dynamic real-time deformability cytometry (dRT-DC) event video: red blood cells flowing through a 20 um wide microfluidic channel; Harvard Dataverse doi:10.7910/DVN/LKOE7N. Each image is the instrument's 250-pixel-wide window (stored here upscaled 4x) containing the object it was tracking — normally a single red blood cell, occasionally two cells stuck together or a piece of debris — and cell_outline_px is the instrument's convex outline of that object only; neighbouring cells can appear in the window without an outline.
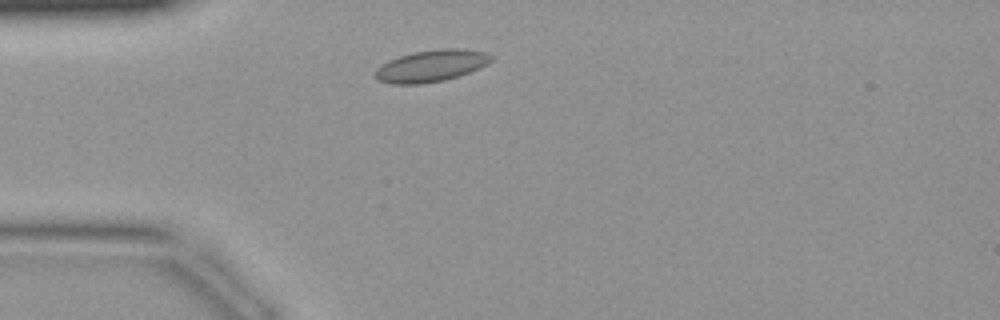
{"species": "common noctule bat (a hibernating species)", "species_latin": "Nyctalus noctula", "temperature_condition": "warm", "stored_images_in_passage": 35, "camera_frame_rate_fps": 3000, "um_per_image_px": 0.085, "animal": {"sex": "female", "body_mass_g": 19.9}, "frame": {"image": 1, "passage_image": 4, "time_ms": 1.0, "image_size_px": [1000, 320], "cell_outline_px": [[492, 60], [488, 64], [480, 68], [460, 76], [444, 80], [420, 84], [392, 84], [380, 80], [376, 76], [376, 68], [388, 60], [400, 56], [416, 52], [440, 48], [460, 48], [484, 52], [492, 56]], "centroid_in_image_um": [36.69, 5.59], "position_along_channel_um": 48.3, "area_um2": 21.39}}
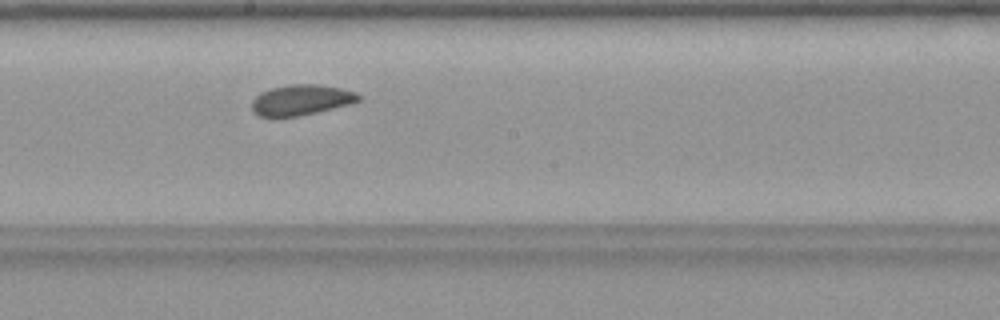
{"frame": {"image": 2, "passage_image": 16, "time_ms": 5.0, "image_size_px": [1000, 320], "cell_outline_px": [[360, 100], [352, 104], [300, 116], [260, 116], [252, 112], [252, 100], [260, 92], [272, 88], [288, 84], [316, 84], [340, 88], [356, 92], [360, 96]], "centroid_in_image_um": [25.61, 8.49], "position_along_channel_um": 222.6, "area_um2": 19.02}}
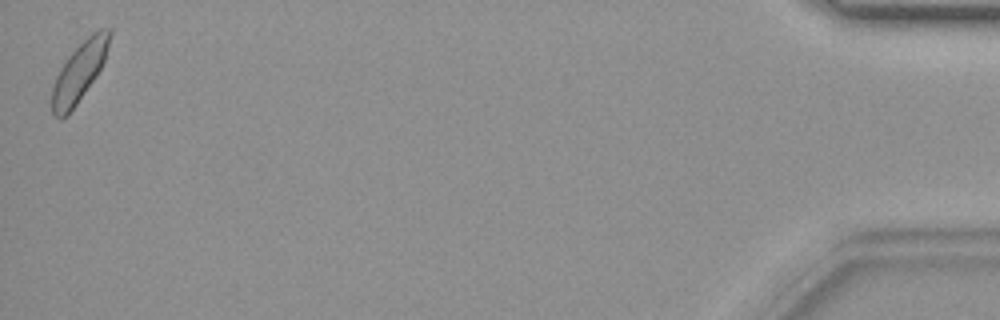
{"frame": {"image": 3, "passage_image": 35, "time_ms": 11.333, "image_size_px": [1000, 320], "cell_outline_px": [[112, 32], [108, 48], [104, 60], [96, 76], [76, 104], [60, 120], [52, 112], [52, 88], [56, 76], [60, 68], [68, 56], [92, 32], [100, 28], [112, 28]], "centroid_in_image_um": [6.75, 6.06], "position_along_channel_um": 428.4, "area_um2": 19.48}}